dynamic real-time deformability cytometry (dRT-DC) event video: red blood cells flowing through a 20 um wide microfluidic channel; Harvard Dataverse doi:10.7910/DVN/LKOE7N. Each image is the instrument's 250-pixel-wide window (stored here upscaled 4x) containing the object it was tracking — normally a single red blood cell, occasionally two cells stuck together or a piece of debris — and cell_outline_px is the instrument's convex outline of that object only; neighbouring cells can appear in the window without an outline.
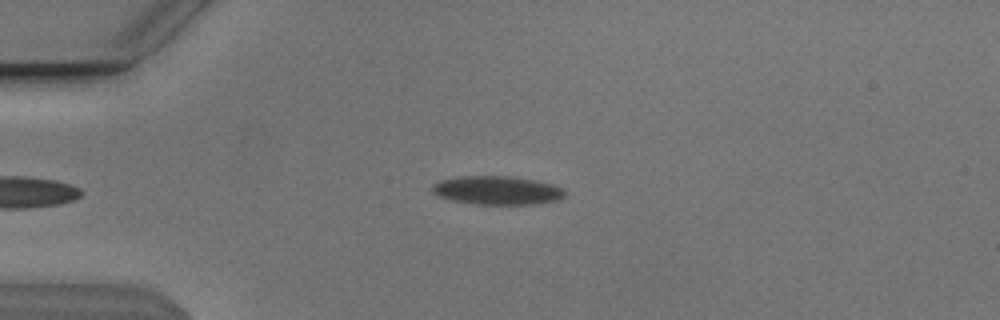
{"species": "Egyptian fruit bat (a non-hibernating species)", "species_latin": "Rousettus aegyptiacus", "temperature_condition": "cold", "stored_images_in_passage": 38, "camera_frame_rate_fps": 3000, "um_per_image_px": 0.085, "animal": {"sex": "male"}, "frame": {"image": 1, "passage_image": 2, "time_ms": 0.333, "image_size_px": [1000, 320], "cell_outline_px": [[564, 196], [556, 200], [536, 204], [476, 204], [452, 200], [440, 196], [432, 192], [432, 184], [440, 180], [464, 176], [508, 176], [532, 180], [552, 184], [560, 188], [564, 192]], "centroid_in_image_um": [42.22, 16.18], "position_along_channel_um": 42.8, "area_um2": 21.73}}
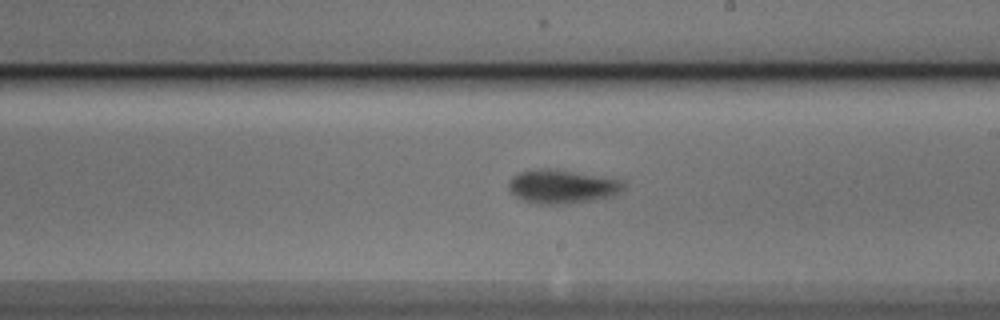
{"frame": {"image": 2, "passage_image": 20, "time_ms": 6.333, "image_size_px": [1000, 320], "cell_outline_px": [[624, 188], [620, 192], [612, 196], [592, 200], [564, 204], [536, 204], [524, 200], [516, 196], [508, 188], [508, 184], [520, 172], [548, 168], [624, 180]], "centroid_in_image_um": [47.81, 15.87], "position_along_channel_um": 241.2, "area_um2": 22.14}}
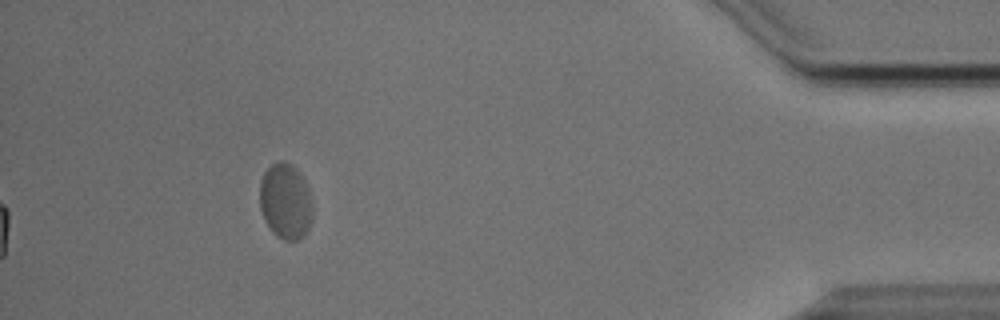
{"frame": {"image": 3, "passage_image": 38, "time_ms": 12.333, "image_size_px": [1000, 320], "cell_outline_px": [[312, 220], [304, 236], [296, 240], [284, 240], [276, 236], [272, 232], [264, 220], [260, 208], [260, 180], [264, 172], [276, 160], [280, 160], [292, 164], [296, 168], [304, 180], [308, 188], [312, 204]], "centroid_in_image_um": [24.26, 17.11], "position_along_channel_um": 410.9, "area_um2": 23.52}, "authors_computed_cell_mechanics": {"area_um2": 21.7906, "velocity_mm_per_s": 3.7737, "shape_relaxation_time_tau1_ms": 3.7569, "shape_relaxation_time_tau2_ms": 3.7471, "deformation_change_tau1": 0.1026, "deformation_change_tau2": 0.073}}